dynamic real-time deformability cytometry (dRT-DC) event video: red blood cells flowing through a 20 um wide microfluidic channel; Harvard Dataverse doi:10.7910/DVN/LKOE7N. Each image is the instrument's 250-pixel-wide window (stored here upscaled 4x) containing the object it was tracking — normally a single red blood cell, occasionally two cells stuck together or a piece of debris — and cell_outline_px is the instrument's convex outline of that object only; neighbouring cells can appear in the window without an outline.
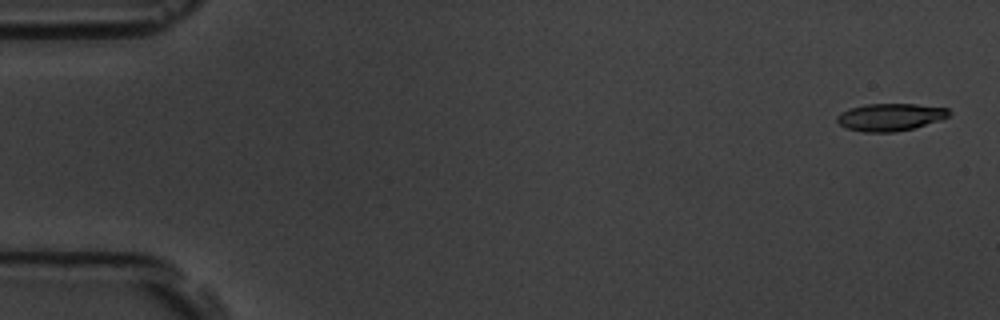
{"species": "common noctule bat (a hibernating species)", "species_latin": "Nyctalus noctula", "temperature_condition": "room temperature", "stored_images_in_passage": 5, "camera_frame_rate_fps": 3000, "um_per_image_px": 0.085, "animal": {"sex": "male", "body_mass_g": 19.5, "forearm_length_mm": 54.6}, "frame": {"image": 1, "passage_image": 1, "time_ms": 0.0, "image_size_px": [1000, 320], "cell_outline_px": [[952, 112], [948, 116], [940, 120], [912, 128], [896, 132], [864, 132], [848, 128], [840, 124], [836, 120], [836, 116], [840, 112], [848, 108], [864, 104], [916, 104], [948, 108]], "centroid_in_image_um": [75.65, 9.94], "position_along_channel_um": 9.4, "area_um2": 17.92}}
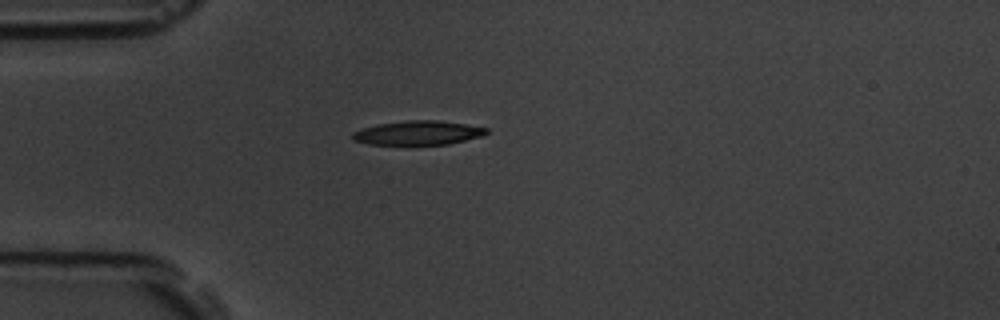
{"frame": {"image": 2, "passage_image": 5, "time_ms": 4.667, "image_size_px": [1000, 320], "cell_outline_px": [[488, 132], [480, 136], [448, 144], [416, 148], [368, 144], [352, 140], [352, 132], [360, 128], [376, 124], [408, 120], [440, 120], [488, 128]], "centroid_in_image_um": [35.44, 11.34], "position_along_channel_um": 49.6, "area_um2": 19.88}}